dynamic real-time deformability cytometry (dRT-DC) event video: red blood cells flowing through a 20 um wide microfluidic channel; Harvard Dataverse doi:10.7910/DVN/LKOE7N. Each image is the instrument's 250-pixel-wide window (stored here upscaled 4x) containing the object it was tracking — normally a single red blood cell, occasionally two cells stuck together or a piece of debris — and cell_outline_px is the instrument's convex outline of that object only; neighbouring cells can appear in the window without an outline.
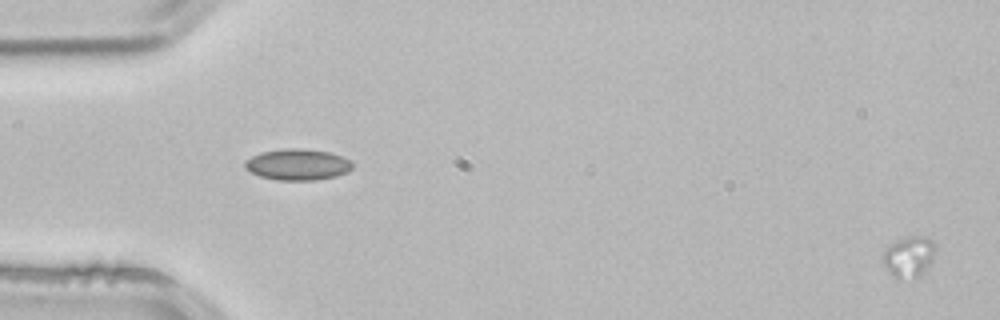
{"species": "common noctule bat (a hibernating species)", "species_latin": "Nyctalus noctula", "temperature_condition": "room temperature", "stored_images_in_passage": 2, "segment_of_instrument_passage": [2, 2], "camera_frame_rate_fps": 3000, "um_per_image_px": 0.085, "animal": {"sex": "male", "body_mass_g": 21.5, "forearm_length_mm": 52.0}, "frame": {"image": 1, "passage_image": 2, "time_ms": 0.333, "image_size_px": [1000, 320], "cell_outline_px": [[936, 248], [932, 260], [920, 276], [916, 280], [896, 280], [880, 260], [880, 256], [896, 240], [908, 236], [920, 236], [932, 240], [936, 244]], "centroid_in_image_um": [77.24, 21.87], "position_along_channel_um": 7.8, "area_um2": 12.89}}